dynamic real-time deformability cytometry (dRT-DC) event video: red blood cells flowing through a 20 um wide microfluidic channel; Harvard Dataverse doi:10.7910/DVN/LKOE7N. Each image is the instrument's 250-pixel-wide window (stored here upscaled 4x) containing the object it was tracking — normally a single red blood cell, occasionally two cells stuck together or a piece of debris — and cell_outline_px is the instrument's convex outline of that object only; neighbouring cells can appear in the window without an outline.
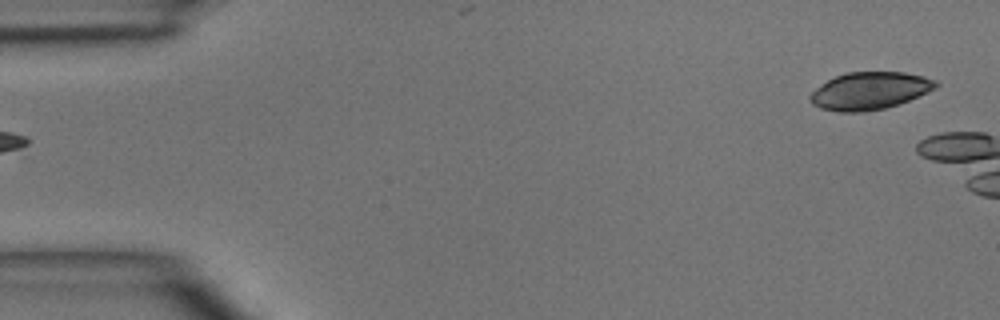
{"species": "common noctule bat (a hibernating species)", "species_latin": "Nyctalus noctula", "temperature_condition": "room temperature", "stored_images_in_passage": 2, "camera_frame_rate_fps": 3000, "um_per_image_px": 0.085, "animal": {"sex": "male", "body_mass_g": 15.6}, "frame": {"image": 1, "passage_image": 2, "time_ms": 2.0, "image_size_px": [1000, 320], "cell_outline_px": [[940, 84], [936, 88], [908, 100], [884, 108], [864, 112], [840, 112], [820, 108], [812, 104], [808, 100], [808, 96], [816, 88], [828, 80], [836, 76], [848, 72], [904, 72], [924, 76], [936, 80]], "centroid_in_image_um": [73.91, 7.72], "position_along_channel_um": 11.1, "area_um2": 27.34}}